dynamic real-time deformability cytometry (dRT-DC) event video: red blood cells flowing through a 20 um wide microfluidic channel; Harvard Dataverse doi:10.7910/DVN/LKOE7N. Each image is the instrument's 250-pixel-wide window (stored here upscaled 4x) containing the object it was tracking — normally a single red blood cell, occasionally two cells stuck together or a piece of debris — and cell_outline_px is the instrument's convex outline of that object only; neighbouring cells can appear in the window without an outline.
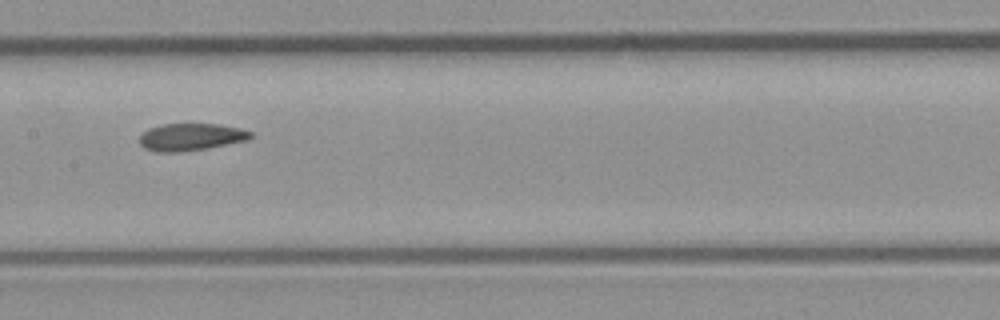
{"species": "common noctule bat (a hibernating species)", "species_latin": "Nyctalus noctula", "temperature_condition": "room temperature", "stored_images_in_passage": 7, "camera_frame_rate_fps": 3000, "um_per_image_px": 0.085, "animal": {"sex": "male", "body_mass_g": 23.1, "forearm_length_mm": 52.7}, "frame": {"image": 1, "passage_image": 7, "time_ms": 2.0, "image_size_px": [1000, 320], "cell_outline_px": [[252, 136], [248, 140], [208, 148], [180, 152], [156, 152], [144, 148], [140, 144], [140, 136], [148, 128], [160, 124], [220, 124], [240, 128], [252, 132]], "centroid_in_image_um": [16.22, 11.64], "position_along_channel_um": 191.2, "area_um2": 17.74}}